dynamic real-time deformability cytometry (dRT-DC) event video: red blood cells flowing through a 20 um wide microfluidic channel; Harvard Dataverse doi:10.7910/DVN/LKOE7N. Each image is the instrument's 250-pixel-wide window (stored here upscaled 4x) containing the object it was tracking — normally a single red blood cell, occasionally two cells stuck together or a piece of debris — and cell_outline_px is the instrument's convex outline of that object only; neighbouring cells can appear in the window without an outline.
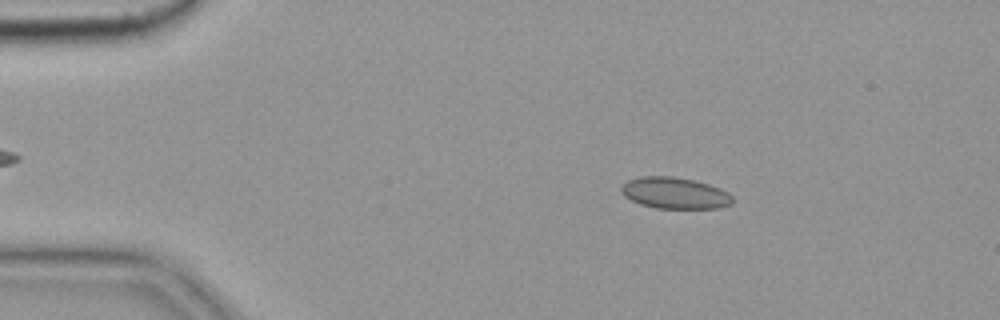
{"species": "common noctule bat (a hibernating species)", "species_latin": "Nyctalus noctula", "temperature_condition": "cold", "stored_images_in_passage": 4, "camera_frame_rate_fps": 3000, "um_per_image_px": 0.085, "animal": {"sex": "female", "body_mass_g": 19.9}, "frame": {"image": 1, "passage_image": 3, "time_ms": 0.667, "image_size_px": [1000, 320], "cell_outline_px": [[732, 204], [720, 208], [656, 208], [640, 204], [624, 196], [620, 192], [620, 188], [628, 180], [640, 176], [672, 176], [696, 180], [720, 188], [728, 192], [732, 196]], "centroid_in_image_um": [57.36, 16.4], "position_along_channel_um": 27.6, "area_um2": 20.46}}